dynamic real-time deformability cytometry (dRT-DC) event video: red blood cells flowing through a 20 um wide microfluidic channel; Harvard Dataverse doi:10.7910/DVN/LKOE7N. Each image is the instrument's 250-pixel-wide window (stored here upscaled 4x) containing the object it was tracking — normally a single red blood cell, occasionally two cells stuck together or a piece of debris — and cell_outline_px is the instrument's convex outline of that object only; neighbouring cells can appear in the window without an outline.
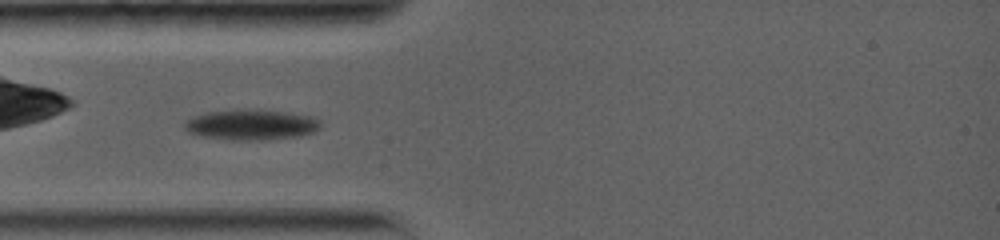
{"species": "common noctule bat (a hibernating species)", "species_latin": "Nyctalus noctula", "temperature_condition": "warm", "stored_images_in_passage": 8, "camera_frame_rate_fps": 5000, "um_per_image_px": 0.085, "animal": {"sex": "female", "body_mass_g": 19.0, "forearm_length_mm": 56.7}, "frame": {"image": 1, "passage_image": 5, "time_ms": 2.8, "image_size_px": [1000, 240], "cell_outline_px": [[320, 128], [316, 132], [300, 136], [244, 140], [240, 140], [200, 136], [188, 132], [184, 128], [184, 124], [188, 120], [204, 112], [232, 108], [256, 108], [292, 112], [312, 116], [320, 120]], "centroid_in_image_um": [21.38, 10.55], "position_along_channel_um": 63.6, "area_um2": 24.57}}
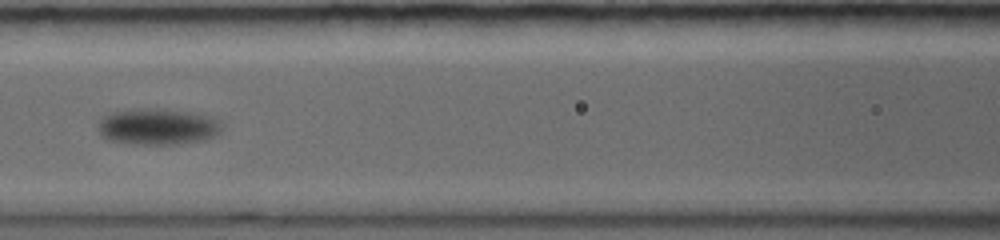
{"frame": {"image": 2, "passage_image": 7, "time_ms": 5.4, "image_size_px": [1000, 240], "cell_outline_px": [[224, 124], [220, 132], [204, 140], [172, 144], [144, 144], [112, 140], [100, 136], [100, 120], [108, 112], [132, 108], [160, 108], [188, 112], [212, 116], [220, 120]], "centroid_in_image_um": [13.44, 10.73], "position_along_channel_um": 153.2, "area_um2": 26.18}}
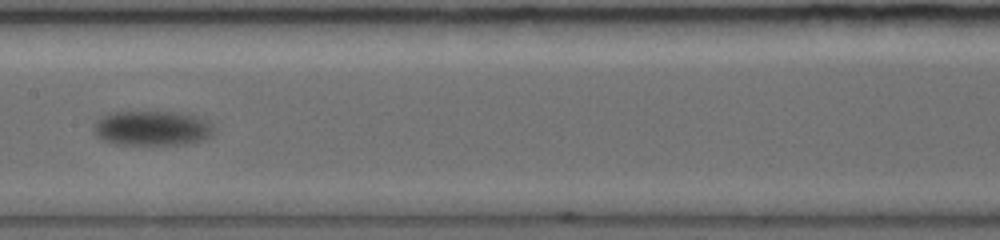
{"frame": {"image": 3, "passage_image": 8, "time_ms": 6.6, "image_size_px": [1000, 240], "cell_outline_px": [[212, 132], [208, 136], [200, 140], [184, 144], [116, 144], [100, 140], [96, 136], [92, 128], [96, 120], [100, 116], [108, 112], [176, 112], [196, 116], [208, 120], [212, 124]], "centroid_in_image_um": [12.84, 10.88], "position_along_channel_um": 194.6, "area_um2": 24.39}}